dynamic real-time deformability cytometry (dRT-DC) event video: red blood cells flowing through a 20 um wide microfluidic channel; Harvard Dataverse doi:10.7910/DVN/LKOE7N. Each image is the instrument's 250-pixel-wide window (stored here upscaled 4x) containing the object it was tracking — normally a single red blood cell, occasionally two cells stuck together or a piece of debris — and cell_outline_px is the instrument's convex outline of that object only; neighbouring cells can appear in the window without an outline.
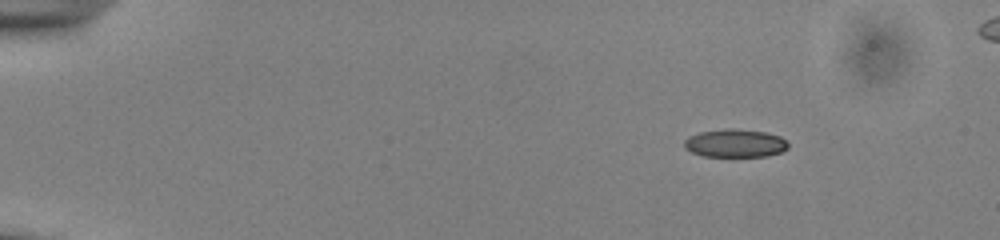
{"species": "common noctule bat (a hibernating species)", "species_latin": "Nyctalus noctula", "temperature_condition": "cold", "stored_images_in_passage": 47, "camera_frame_rate_fps": 3000, "um_per_image_px": 0.085, "animal": {"sex": "male", "body_mass_g": 13.0, "forearm_length_mm": 53.1}, "frame": {"image": 1, "passage_image": 1, "time_ms": 0.0, "image_size_px": [1000, 240], "cell_outline_px": [[788, 148], [780, 152], [768, 156], [704, 156], [692, 152], [684, 148], [684, 140], [688, 136], [700, 132], [724, 128], [732, 128], [768, 132], [780, 136], [788, 144]], "centroid_in_image_um": [62.47, 12.16], "position_along_channel_um": 22.5, "area_um2": 17.11}}
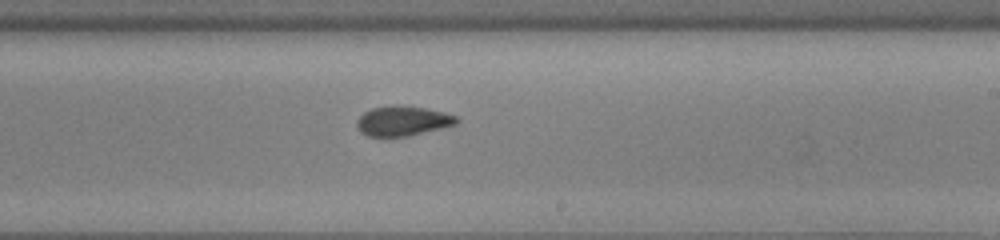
{"frame": {"image": 2, "passage_image": 27, "time_ms": 8.667, "image_size_px": [1000, 240], "cell_outline_px": [[460, 120], [456, 124], [408, 136], [368, 136], [360, 132], [356, 124], [356, 120], [364, 112], [372, 108], [396, 104], [428, 108], [444, 112], [456, 116]], "centroid_in_image_um": [34.22, 10.26], "position_along_channel_um": 254.8, "area_um2": 17.4}}
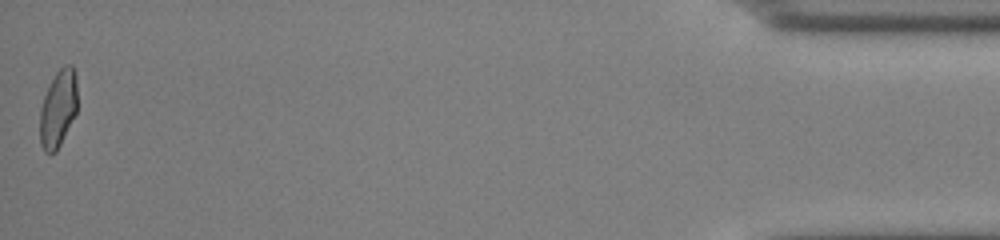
{"frame": {"image": 3, "passage_image": 47, "time_ms": 15.333, "image_size_px": [1000, 240], "cell_outline_px": [[76, 112], [56, 152], [44, 152], [40, 144], [40, 108], [44, 96], [56, 72], [64, 64], [72, 64], [76, 72]], "centroid_in_image_um": [4.93, 9.21], "position_along_channel_um": 430.3, "area_um2": 16.7}, "authors_computed_cell_mechanics": {"area_um2": 17.629, "velocity_mm_per_s": 3.8999, "shape_relaxation_time_tau1_ms": 3.2669, "shape_relaxation_time_tau2_ms": 4.1045, "deformation_change_tau1": 0.0817, "deformation_change_tau2": 0.0751}}